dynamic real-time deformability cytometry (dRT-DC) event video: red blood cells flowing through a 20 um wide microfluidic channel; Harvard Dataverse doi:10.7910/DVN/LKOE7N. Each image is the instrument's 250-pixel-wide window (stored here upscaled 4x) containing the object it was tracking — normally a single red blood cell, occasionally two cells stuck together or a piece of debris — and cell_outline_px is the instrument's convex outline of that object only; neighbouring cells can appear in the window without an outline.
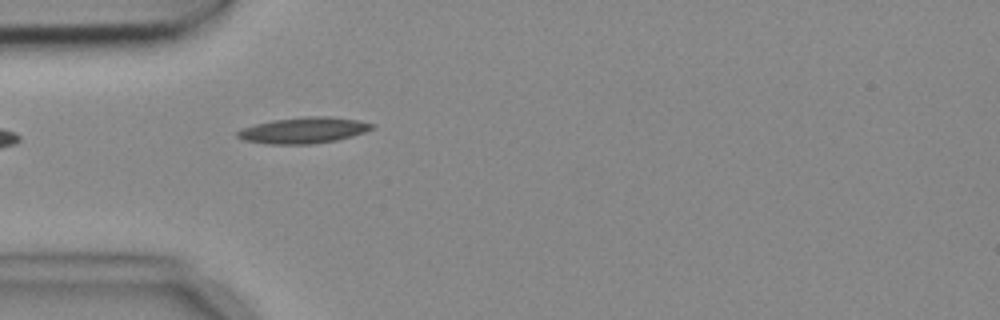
{"species": "common noctule bat (a hibernating species)", "species_latin": "Nyctalus noctula", "temperature_condition": "cold", "stored_images_in_passage": 5, "camera_frame_rate_fps": 3000, "um_per_image_px": 0.085, "animal": {"sex": "female", "body_mass_g": 18.4}, "frame": {"image": 1, "passage_image": 5, "time_ms": 1.333, "image_size_px": [1000, 320], "cell_outline_px": [[376, 124], [372, 128], [364, 132], [352, 136], [336, 140], [312, 144], [268, 144], [244, 140], [236, 136], [236, 132], [244, 128], [256, 124], [272, 120], [308, 116], [328, 116], [356, 120]], "centroid_in_image_um": [25.8, 11.08], "position_along_channel_um": 59.2, "area_um2": 20.23}}